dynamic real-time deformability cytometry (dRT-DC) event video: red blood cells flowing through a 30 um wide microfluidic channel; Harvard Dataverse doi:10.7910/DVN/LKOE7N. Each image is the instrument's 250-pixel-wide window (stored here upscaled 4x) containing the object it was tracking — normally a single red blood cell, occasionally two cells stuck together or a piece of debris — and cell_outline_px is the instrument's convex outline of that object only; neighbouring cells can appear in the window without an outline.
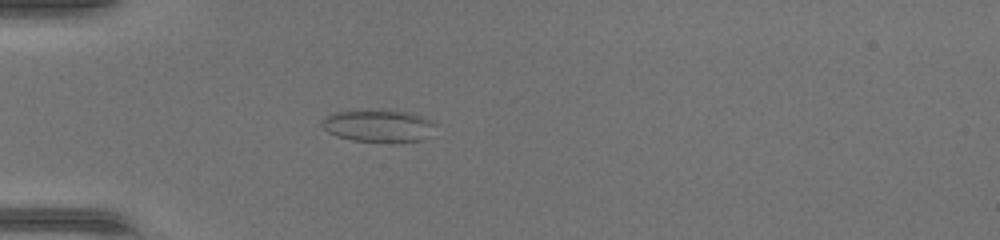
{"species": "common noctule bat (a hibernating species)", "species_latin": "Nyctalus noctula", "temperature_condition": "warm", "stored_images_in_passage": 42, "camera_frame_rate_fps": 3000, "um_per_image_px": 0.085, "animal": {"sex": "female", "body_mass_g": 17.0, "forearm_length_mm": 48.0}, "frame": {"image": 1, "passage_image": 14, "time_ms": 4.333, "image_size_px": [1000, 240], "cell_outline_px": [[432, 124], [420, 140], [392, 144], [352, 140], [336, 136], [328, 132], [320, 124], [320, 120], [336, 112], [360, 108], [388, 108], [420, 116], [432, 120]], "centroid_in_image_um": [32.03, 10.67], "position_along_channel_um": 53.0, "area_um2": 21.85}}
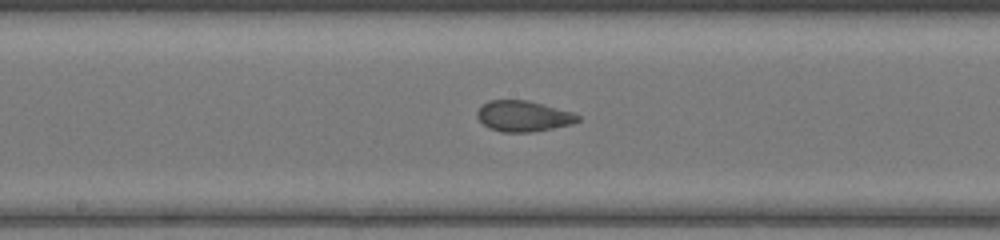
{"frame": {"image": 2, "passage_image": 25, "time_ms": 8.0, "image_size_px": [1000, 240], "cell_outline_px": [[580, 120], [572, 124], [532, 132], [500, 132], [488, 128], [476, 116], [476, 112], [488, 100], [528, 100], [576, 112], [580, 116]], "centroid_in_image_um": [44.52, 9.87], "position_along_channel_um": 203.7, "area_um2": 18.26}}
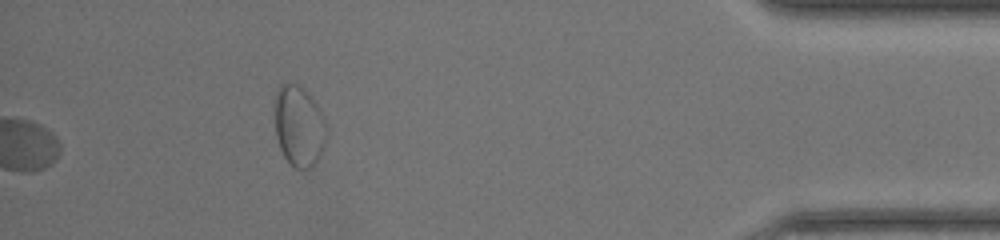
{"frame": {"image": 3, "passage_image": 42, "time_ms": 13.667, "image_size_px": [1000, 240], "cell_outline_px": [[328, 128], [324, 148], [320, 156], [312, 168], [292, 168], [284, 156], [280, 148], [276, 136], [276, 92], [284, 84], [296, 84], [316, 104], [324, 116]], "centroid_in_image_um": [25.45, 10.8], "position_along_channel_um": 409.7, "area_um2": 24.04}}